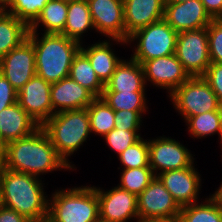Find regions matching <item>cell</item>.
Returning <instances> with one entry per match:
<instances>
[{"instance_id":"cell-47","label":"cell","mask_w":222,"mask_h":222,"mask_svg":"<svg viewBox=\"0 0 222 222\" xmlns=\"http://www.w3.org/2000/svg\"><path fill=\"white\" fill-rule=\"evenodd\" d=\"M95 222H107V221H104V220H102V219H98V220H96Z\"/></svg>"},{"instance_id":"cell-30","label":"cell","mask_w":222,"mask_h":222,"mask_svg":"<svg viewBox=\"0 0 222 222\" xmlns=\"http://www.w3.org/2000/svg\"><path fill=\"white\" fill-rule=\"evenodd\" d=\"M145 92H103L101 98L114 110L147 111Z\"/></svg>"},{"instance_id":"cell-36","label":"cell","mask_w":222,"mask_h":222,"mask_svg":"<svg viewBox=\"0 0 222 222\" xmlns=\"http://www.w3.org/2000/svg\"><path fill=\"white\" fill-rule=\"evenodd\" d=\"M147 111L119 110L115 111V128L128 131H139L142 124V114Z\"/></svg>"},{"instance_id":"cell-37","label":"cell","mask_w":222,"mask_h":222,"mask_svg":"<svg viewBox=\"0 0 222 222\" xmlns=\"http://www.w3.org/2000/svg\"><path fill=\"white\" fill-rule=\"evenodd\" d=\"M202 77L214 91L218 100H222V63L211 62Z\"/></svg>"},{"instance_id":"cell-5","label":"cell","mask_w":222,"mask_h":222,"mask_svg":"<svg viewBox=\"0 0 222 222\" xmlns=\"http://www.w3.org/2000/svg\"><path fill=\"white\" fill-rule=\"evenodd\" d=\"M99 202L93 186L56 190L49 198L48 222H95Z\"/></svg>"},{"instance_id":"cell-29","label":"cell","mask_w":222,"mask_h":222,"mask_svg":"<svg viewBox=\"0 0 222 222\" xmlns=\"http://www.w3.org/2000/svg\"><path fill=\"white\" fill-rule=\"evenodd\" d=\"M204 201L181 207L177 222H222V213L214 201L210 197Z\"/></svg>"},{"instance_id":"cell-15","label":"cell","mask_w":222,"mask_h":222,"mask_svg":"<svg viewBox=\"0 0 222 222\" xmlns=\"http://www.w3.org/2000/svg\"><path fill=\"white\" fill-rule=\"evenodd\" d=\"M51 83L35 75L18 92L17 102L42 126L55 113L51 104Z\"/></svg>"},{"instance_id":"cell-27","label":"cell","mask_w":222,"mask_h":222,"mask_svg":"<svg viewBox=\"0 0 222 222\" xmlns=\"http://www.w3.org/2000/svg\"><path fill=\"white\" fill-rule=\"evenodd\" d=\"M188 132L197 139L218 133L222 144V112L219 110L195 115L185 120Z\"/></svg>"},{"instance_id":"cell-10","label":"cell","mask_w":222,"mask_h":222,"mask_svg":"<svg viewBox=\"0 0 222 222\" xmlns=\"http://www.w3.org/2000/svg\"><path fill=\"white\" fill-rule=\"evenodd\" d=\"M147 140L149 145V165L155 175L165 171L194 166L195 158H193L190 150L179 141L164 137V135L157 139Z\"/></svg>"},{"instance_id":"cell-6","label":"cell","mask_w":222,"mask_h":222,"mask_svg":"<svg viewBox=\"0 0 222 222\" xmlns=\"http://www.w3.org/2000/svg\"><path fill=\"white\" fill-rule=\"evenodd\" d=\"M178 33L164 20L157 21L132 34L127 43L136 41L131 58L142 64L144 61L169 56L175 53Z\"/></svg>"},{"instance_id":"cell-19","label":"cell","mask_w":222,"mask_h":222,"mask_svg":"<svg viewBox=\"0 0 222 222\" xmlns=\"http://www.w3.org/2000/svg\"><path fill=\"white\" fill-rule=\"evenodd\" d=\"M50 97L55 113L87 108L96 99L89 90L70 77L51 83Z\"/></svg>"},{"instance_id":"cell-32","label":"cell","mask_w":222,"mask_h":222,"mask_svg":"<svg viewBox=\"0 0 222 222\" xmlns=\"http://www.w3.org/2000/svg\"><path fill=\"white\" fill-rule=\"evenodd\" d=\"M50 0H9L2 9L30 26Z\"/></svg>"},{"instance_id":"cell-40","label":"cell","mask_w":222,"mask_h":222,"mask_svg":"<svg viewBox=\"0 0 222 222\" xmlns=\"http://www.w3.org/2000/svg\"><path fill=\"white\" fill-rule=\"evenodd\" d=\"M0 222H30L14 210L0 205Z\"/></svg>"},{"instance_id":"cell-14","label":"cell","mask_w":222,"mask_h":222,"mask_svg":"<svg viewBox=\"0 0 222 222\" xmlns=\"http://www.w3.org/2000/svg\"><path fill=\"white\" fill-rule=\"evenodd\" d=\"M96 189L99 202V217L107 222H128L139 220L137 196L118 186L110 190Z\"/></svg>"},{"instance_id":"cell-45","label":"cell","mask_w":222,"mask_h":222,"mask_svg":"<svg viewBox=\"0 0 222 222\" xmlns=\"http://www.w3.org/2000/svg\"><path fill=\"white\" fill-rule=\"evenodd\" d=\"M2 146L0 145V163H1V159H2Z\"/></svg>"},{"instance_id":"cell-20","label":"cell","mask_w":222,"mask_h":222,"mask_svg":"<svg viewBox=\"0 0 222 222\" xmlns=\"http://www.w3.org/2000/svg\"><path fill=\"white\" fill-rule=\"evenodd\" d=\"M40 127L16 102L0 112V145L27 137Z\"/></svg>"},{"instance_id":"cell-22","label":"cell","mask_w":222,"mask_h":222,"mask_svg":"<svg viewBox=\"0 0 222 222\" xmlns=\"http://www.w3.org/2000/svg\"><path fill=\"white\" fill-rule=\"evenodd\" d=\"M107 40L96 42L87 48L81 44L80 51L88 58L97 77L105 85L113 75L116 66L122 61L117 57ZM112 48V49H111Z\"/></svg>"},{"instance_id":"cell-18","label":"cell","mask_w":222,"mask_h":222,"mask_svg":"<svg viewBox=\"0 0 222 222\" xmlns=\"http://www.w3.org/2000/svg\"><path fill=\"white\" fill-rule=\"evenodd\" d=\"M125 41L136 31L164 19L165 0H123Z\"/></svg>"},{"instance_id":"cell-41","label":"cell","mask_w":222,"mask_h":222,"mask_svg":"<svg viewBox=\"0 0 222 222\" xmlns=\"http://www.w3.org/2000/svg\"><path fill=\"white\" fill-rule=\"evenodd\" d=\"M209 197L214 201L218 210L222 213V182L215 193L210 195Z\"/></svg>"},{"instance_id":"cell-39","label":"cell","mask_w":222,"mask_h":222,"mask_svg":"<svg viewBox=\"0 0 222 222\" xmlns=\"http://www.w3.org/2000/svg\"><path fill=\"white\" fill-rule=\"evenodd\" d=\"M212 19H222V0H201Z\"/></svg>"},{"instance_id":"cell-44","label":"cell","mask_w":222,"mask_h":222,"mask_svg":"<svg viewBox=\"0 0 222 222\" xmlns=\"http://www.w3.org/2000/svg\"><path fill=\"white\" fill-rule=\"evenodd\" d=\"M189 0H165V2H174V3H180V2H186Z\"/></svg>"},{"instance_id":"cell-35","label":"cell","mask_w":222,"mask_h":222,"mask_svg":"<svg viewBox=\"0 0 222 222\" xmlns=\"http://www.w3.org/2000/svg\"><path fill=\"white\" fill-rule=\"evenodd\" d=\"M207 30L210 60L222 63V19H213Z\"/></svg>"},{"instance_id":"cell-25","label":"cell","mask_w":222,"mask_h":222,"mask_svg":"<svg viewBox=\"0 0 222 222\" xmlns=\"http://www.w3.org/2000/svg\"><path fill=\"white\" fill-rule=\"evenodd\" d=\"M29 26L0 9V60L28 38Z\"/></svg>"},{"instance_id":"cell-2","label":"cell","mask_w":222,"mask_h":222,"mask_svg":"<svg viewBox=\"0 0 222 222\" xmlns=\"http://www.w3.org/2000/svg\"><path fill=\"white\" fill-rule=\"evenodd\" d=\"M41 179L0 165L1 205L16 211L30 222L47 221L49 198Z\"/></svg>"},{"instance_id":"cell-12","label":"cell","mask_w":222,"mask_h":222,"mask_svg":"<svg viewBox=\"0 0 222 222\" xmlns=\"http://www.w3.org/2000/svg\"><path fill=\"white\" fill-rule=\"evenodd\" d=\"M0 72L17 92L36 75L35 49L29 38L0 60Z\"/></svg>"},{"instance_id":"cell-46","label":"cell","mask_w":222,"mask_h":222,"mask_svg":"<svg viewBox=\"0 0 222 222\" xmlns=\"http://www.w3.org/2000/svg\"><path fill=\"white\" fill-rule=\"evenodd\" d=\"M219 109L222 112V100H220V102H219Z\"/></svg>"},{"instance_id":"cell-7","label":"cell","mask_w":222,"mask_h":222,"mask_svg":"<svg viewBox=\"0 0 222 222\" xmlns=\"http://www.w3.org/2000/svg\"><path fill=\"white\" fill-rule=\"evenodd\" d=\"M168 96L183 120L219 110L220 101L203 77H190Z\"/></svg>"},{"instance_id":"cell-34","label":"cell","mask_w":222,"mask_h":222,"mask_svg":"<svg viewBox=\"0 0 222 222\" xmlns=\"http://www.w3.org/2000/svg\"><path fill=\"white\" fill-rule=\"evenodd\" d=\"M138 132L113 128L103 138L107 145L119 156L125 149L142 137Z\"/></svg>"},{"instance_id":"cell-33","label":"cell","mask_w":222,"mask_h":222,"mask_svg":"<svg viewBox=\"0 0 222 222\" xmlns=\"http://www.w3.org/2000/svg\"><path fill=\"white\" fill-rule=\"evenodd\" d=\"M122 169L150 167L148 141L142 137L118 156Z\"/></svg>"},{"instance_id":"cell-8","label":"cell","mask_w":222,"mask_h":222,"mask_svg":"<svg viewBox=\"0 0 222 222\" xmlns=\"http://www.w3.org/2000/svg\"><path fill=\"white\" fill-rule=\"evenodd\" d=\"M175 55L190 77H202L211 63L207 27L178 33Z\"/></svg>"},{"instance_id":"cell-9","label":"cell","mask_w":222,"mask_h":222,"mask_svg":"<svg viewBox=\"0 0 222 222\" xmlns=\"http://www.w3.org/2000/svg\"><path fill=\"white\" fill-rule=\"evenodd\" d=\"M139 220H177L181 207L155 177L137 196Z\"/></svg>"},{"instance_id":"cell-16","label":"cell","mask_w":222,"mask_h":222,"mask_svg":"<svg viewBox=\"0 0 222 222\" xmlns=\"http://www.w3.org/2000/svg\"><path fill=\"white\" fill-rule=\"evenodd\" d=\"M195 166L156 175L180 207L199 202L201 175Z\"/></svg>"},{"instance_id":"cell-4","label":"cell","mask_w":222,"mask_h":222,"mask_svg":"<svg viewBox=\"0 0 222 222\" xmlns=\"http://www.w3.org/2000/svg\"><path fill=\"white\" fill-rule=\"evenodd\" d=\"M41 127L51 139L58 156L75 169L68 157L79 150L91 135L87 108L54 113Z\"/></svg>"},{"instance_id":"cell-11","label":"cell","mask_w":222,"mask_h":222,"mask_svg":"<svg viewBox=\"0 0 222 222\" xmlns=\"http://www.w3.org/2000/svg\"><path fill=\"white\" fill-rule=\"evenodd\" d=\"M96 32L117 44L125 41L123 0H87Z\"/></svg>"},{"instance_id":"cell-42","label":"cell","mask_w":222,"mask_h":222,"mask_svg":"<svg viewBox=\"0 0 222 222\" xmlns=\"http://www.w3.org/2000/svg\"><path fill=\"white\" fill-rule=\"evenodd\" d=\"M137 222H177V220H138Z\"/></svg>"},{"instance_id":"cell-1","label":"cell","mask_w":222,"mask_h":222,"mask_svg":"<svg viewBox=\"0 0 222 222\" xmlns=\"http://www.w3.org/2000/svg\"><path fill=\"white\" fill-rule=\"evenodd\" d=\"M0 165L37 177L58 169L71 170L58 156L51 139L42 127L27 137L6 144L2 148Z\"/></svg>"},{"instance_id":"cell-13","label":"cell","mask_w":222,"mask_h":222,"mask_svg":"<svg viewBox=\"0 0 222 222\" xmlns=\"http://www.w3.org/2000/svg\"><path fill=\"white\" fill-rule=\"evenodd\" d=\"M141 65L146 86L150 82L154 87L166 89L169 95L190 78L175 53L144 61Z\"/></svg>"},{"instance_id":"cell-23","label":"cell","mask_w":222,"mask_h":222,"mask_svg":"<svg viewBox=\"0 0 222 222\" xmlns=\"http://www.w3.org/2000/svg\"><path fill=\"white\" fill-rule=\"evenodd\" d=\"M95 30L87 0H68V12L64 31L61 33L82 44L83 33ZM82 37V38H81Z\"/></svg>"},{"instance_id":"cell-31","label":"cell","mask_w":222,"mask_h":222,"mask_svg":"<svg viewBox=\"0 0 222 222\" xmlns=\"http://www.w3.org/2000/svg\"><path fill=\"white\" fill-rule=\"evenodd\" d=\"M155 177L150 167L122 169L120 184L117 186L138 196Z\"/></svg>"},{"instance_id":"cell-21","label":"cell","mask_w":222,"mask_h":222,"mask_svg":"<svg viewBox=\"0 0 222 222\" xmlns=\"http://www.w3.org/2000/svg\"><path fill=\"white\" fill-rule=\"evenodd\" d=\"M128 60L122 59L116 66L103 92H146L142 65L131 57Z\"/></svg>"},{"instance_id":"cell-17","label":"cell","mask_w":222,"mask_h":222,"mask_svg":"<svg viewBox=\"0 0 222 222\" xmlns=\"http://www.w3.org/2000/svg\"><path fill=\"white\" fill-rule=\"evenodd\" d=\"M164 20L177 33L207 27L213 20L201 0L165 2Z\"/></svg>"},{"instance_id":"cell-24","label":"cell","mask_w":222,"mask_h":222,"mask_svg":"<svg viewBox=\"0 0 222 222\" xmlns=\"http://www.w3.org/2000/svg\"><path fill=\"white\" fill-rule=\"evenodd\" d=\"M68 0H50L36 20L29 26V32H38L41 25L45 34H61L66 25Z\"/></svg>"},{"instance_id":"cell-28","label":"cell","mask_w":222,"mask_h":222,"mask_svg":"<svg viewBox=\"0 0 222 222\" xmlns=\"http://www.w3.org/2000/svg\"><path fill=\"white\" fill-rule=\"evenodd\" d=\"M91 133L105 136L115 128V111L100 97L87 107Z\"/></svg>"},{"instance_id":"cell-3","label":"cell","mask_w":222,"mask_h":222,"mask_svg":"<svg viewBox=\"0 0 222 222\" xmlns=\"http://www.w3.org/2000/svg\"><path fill=\"white\" fill-rule=\"evenodd\" d=\"M29 32L28 38L34 45L36 75L49 83L69 77L70 67L81 44L62 34Z\"/></svg>"},{"instance_id":"cell-43","label":"cell","mask_w":222,"mask_h":222,"mask_svg":"<svg viewBox=\"0 0 222 222\" xmlns=\"http://www.w3.org/2000/svg\"><path fill=\"white\" fill-rule=\"evenodd\" d=\"M9 0H0V9H3L7 4Z\"/></svg>"},{"instance_id":"cell-26","label":"cell","mask_w":222,"mask_h":222,"mask_svg":"<svg viewBox=\"0 0 222 222\" xmlns=\"http://www.w3.org/2000/svg\"><path fill=\"white\" fill-rule=\"evenodd\" d=\"M69 77L89 90L96 98L102 96L105 85L97 77L90 61L81 51L73 59Z\"/></svg>"},{"instance_id":"cell-38","label":"cell","mask_w":222,"mask_h":222,"mask_svg":"<svg viewBox=\"0 0 222 222\" xmlns=\"http://www.w3.org/2000/svg\"><path fill=\"white\" fill-rule=\"evenodd\" d=\"M17 102V91L0 72V112Z\"/></svg>"}]
</instances>
